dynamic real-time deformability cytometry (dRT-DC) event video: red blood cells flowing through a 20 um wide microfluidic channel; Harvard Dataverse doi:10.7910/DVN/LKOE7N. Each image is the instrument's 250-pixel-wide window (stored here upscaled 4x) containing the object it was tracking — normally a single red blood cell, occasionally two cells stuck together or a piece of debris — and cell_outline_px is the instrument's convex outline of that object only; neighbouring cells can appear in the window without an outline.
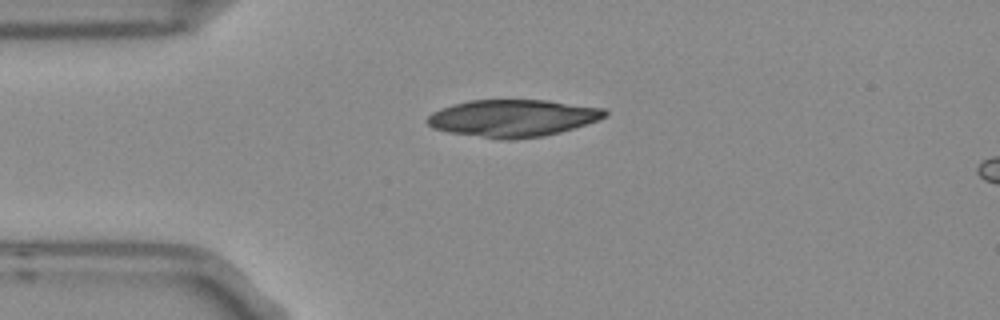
{"species": "Egyptian fruit bat (a non-hibernating species)", "species_latin": "Rousettus aegyptiacus", "temperature_condition": "room temperature", "stored_images_in_passage": 2, "camera_frame_rate_fps": 3000, "um_per_image_px": 0.085, "frame": {"image": 1, "passage_image": 1, "time_ms": 0.0, "image_size_px": [1000, 320], "cell_outline_px": [[608, 112], [604, 116], [596, 120], [560, 132], [544, 136], [512, 140], [500, 140], [448, 132], [432, 128], [424, 120], [432, 112], [440, 108], [452, 104], [468, 100], [548, 100], [604, 108]], "centroid_in_image_um": [43.51, 10.04], "position_along_channel_um": 41.5, "area_um2": 38.61}}